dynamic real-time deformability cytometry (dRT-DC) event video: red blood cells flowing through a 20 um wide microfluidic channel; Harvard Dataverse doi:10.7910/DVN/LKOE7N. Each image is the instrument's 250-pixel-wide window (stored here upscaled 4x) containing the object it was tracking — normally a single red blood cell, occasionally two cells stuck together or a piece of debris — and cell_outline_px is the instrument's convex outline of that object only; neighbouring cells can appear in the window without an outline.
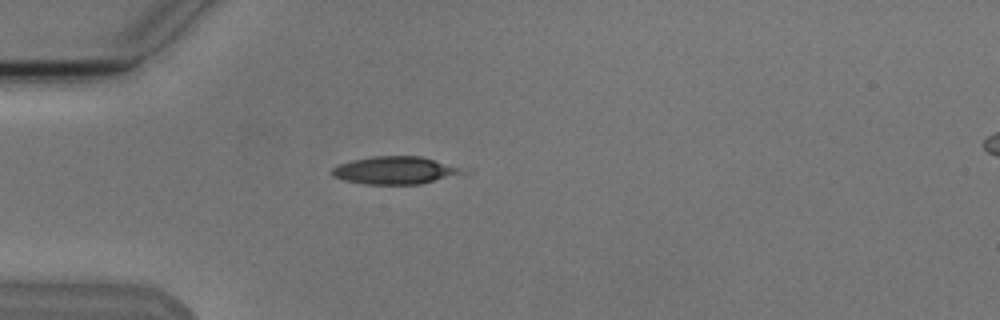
{"species": "Egyptian fruit bat (a non-hibernating species)", "species_latin": "Rousettus aegyptiacus", "temperature_condition": "cold", "stored_images_in_passage": 3, "camera_frame_rate_fps": 3000, "um_per_image_px": 0.085, "animal": {"sex": "male"}, "frame": {"image": 1, "passage_image": 2, "time_ms": 2.0, "image_size_px": [1000, 320], "cell_outline_px": [[472, 172], [468, 176], [420, 184], [368, 184], [344, 180], [332, 176], [332, 168], [340, 164], [352, 160], [372, 156], [420, 156], [472, 168]], "centroid_in_image_um": [33.88, 14.48], "position_along_channel_um": 51.1, "area_um2": 22.14}}